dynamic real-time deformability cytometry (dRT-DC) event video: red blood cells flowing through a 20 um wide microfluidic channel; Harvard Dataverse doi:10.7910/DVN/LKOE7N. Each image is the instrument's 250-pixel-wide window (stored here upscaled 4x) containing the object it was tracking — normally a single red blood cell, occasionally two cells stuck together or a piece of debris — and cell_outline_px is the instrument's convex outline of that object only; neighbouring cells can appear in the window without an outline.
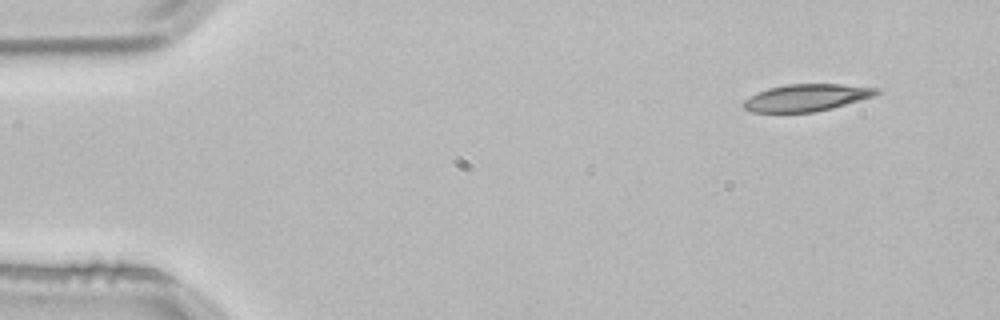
{"species": "common noctule bat (a hibernating species)", "species_latin": "Nyctalus noctula", "temperature_condition": "room temperature", "stored_images_in_passage": 4, "camera_frame_rate_fps": 3000, "um_per_image_px": 0.085, "animal": {"sex": "male", "body_mass_g": 21.5, "forearm_length_mm": 52.0}, "frame": {"image": 1, "passage_image": 1, "time_ms": 0.0, "image_size_px": [1000, 320], "cell_outline_px": [[880, 92], [872, 96], [832, 108], [816, 112], [752, 112], [744, 108], [744, 100], [768, 88], [788, 84], [840, 84], [880, 88]], "centroid_in_image_um": [68.57, 8.3], "position_along_channel_um": 16.4, "area_um2": 20.63}}